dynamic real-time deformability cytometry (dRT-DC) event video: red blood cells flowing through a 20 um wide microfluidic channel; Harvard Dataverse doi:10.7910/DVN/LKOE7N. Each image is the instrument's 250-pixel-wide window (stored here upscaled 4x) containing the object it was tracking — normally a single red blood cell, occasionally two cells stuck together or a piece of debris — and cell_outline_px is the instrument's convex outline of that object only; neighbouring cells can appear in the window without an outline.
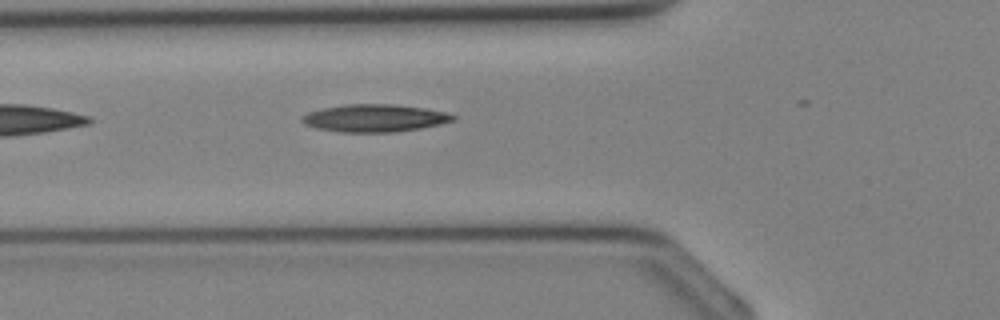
{"species": "Egyptian fruit bat (a non-hibernating species)", "species_latin": "Rousettus aegyptiacus", "temperature_condition": "cold", "stored_images_in_passage": 6, "camera_frame_rate_fps": 3000, "um_per_image_px": 0.085, "animal": {"sex": "female"}, "frame": {"image": 1, "passage_image": 3, "time_ms": 0.667, "image_size_px": [1000, 320], "cell_outline_px": [[456, 120], [440, 124], [420, 128], [392, 132], [340, 132], [316, 128], [304, 124], [300, 120], [300, 116], [308, 112], [324, 108], [344, 104], [392, 104], [424, 108], [448, 112], [456, 116]], "centroid_in_image_um": [31.83, 10.03], "position_along_channel_um": 94.0, "area_um2": 24.33}}
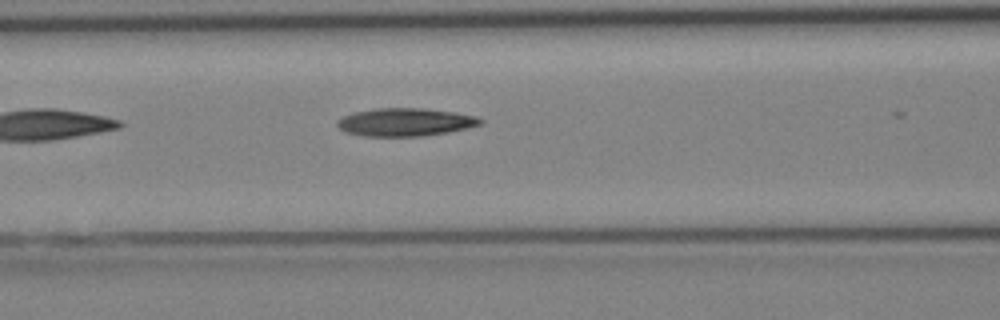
{"frame": {"image": 2, "passage_image": 5, "time_ms": 1.333, "image_size_px": [1000, 320], "cell_outline_px": [[484, 120], [480, 124], [448, 132], [424, 136], [364, 136], [344, 132], [336, 124], [336, 120], [352, 112], [376, 108], [420, 108], [456, 112], [476, 116]], "centroid_in_image_um": [34.4, 10.37], "position_along_channel_um": 132.2, "area_um2": 23.35}}